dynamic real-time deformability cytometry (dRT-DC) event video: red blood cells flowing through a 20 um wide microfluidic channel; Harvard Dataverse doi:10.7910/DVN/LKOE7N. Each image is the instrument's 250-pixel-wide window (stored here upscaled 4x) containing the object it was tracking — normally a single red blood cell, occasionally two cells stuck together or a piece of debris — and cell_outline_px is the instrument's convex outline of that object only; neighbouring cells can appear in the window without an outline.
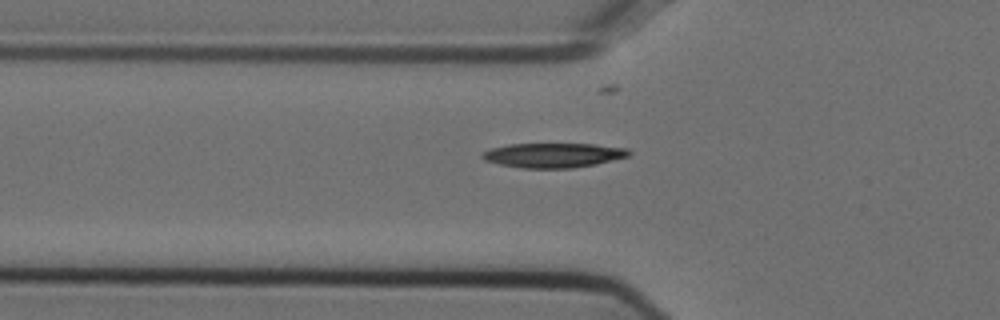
{"species": "Egyptian fruit bat (a non-hibernating species)", "species_latin": "Rousettus aegyptiacus", "temperature_condition": "cold", "stored_images_in_passage": 40, "camera_frame_rate_fps": 3000, "um_per_image_px": 0.085, "animal": {"sex": "female"}, "frame": {"image": 1, "passage_image": 5, "time_ms": 1.333, "image_size_px": [1000, 320], "cell_outline_px": [[632, 152], [628, 156], [596, 164], [572, 168], [524, 168], [500, 164], [484, 160], [480, 156], [484, 152], [492, 148], [508, 144], [592, 144], [628, 148]], "centroid_in_image_um": [47.05, 13.19], "position_along_channel_um": 78.8, "area_um2": 20.87}}
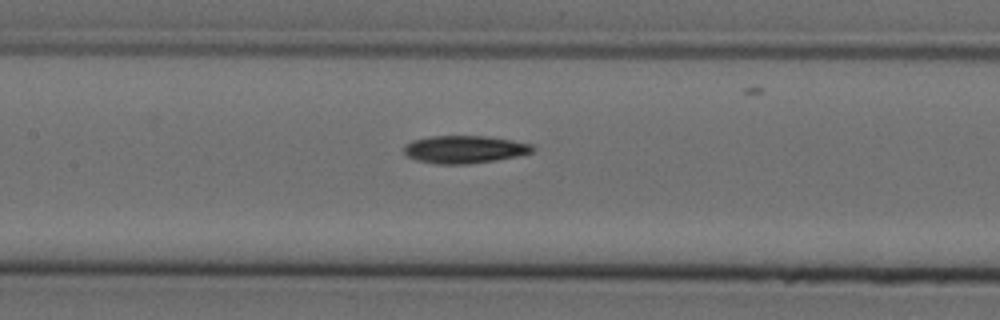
{"frame": {"image": 2, "passage_image": 12, "time_ms": 3.667, "image_size_px": [1000, 320], "cell_outline_px": [[536, 148], [532, 152], [516, 156], [496, 160], [468, 164], [436, 164], [416, 160], [408, 156], [404, 152], [404, 144], [412, 140], [432, 136], [484, 136], [512, 140], [532, 144]], "centroid_in_image_um": [39.47, 12.7], "position_along_channel_um": 167.9, "area_um2": 20.75}}
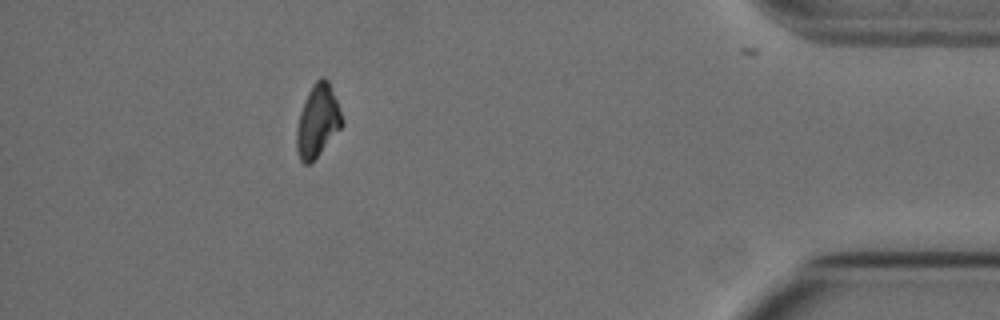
{"frame": {"image": 3, "passage_image": 35, "time_ms": 11.333, "image_size_px": [1000, 320], "cell_outline_px": [[344, 124], [320, 152], [308, 164], [304, 164], [300, 160], [296, 148], [296, 128], [300, 112], [308, 92], [312, 84], [320, 76], [324, 76], [328, 80], [344, 120]], "centroid_in_image_um": [26.99, 10.25], "position_along_channel_um": 408.2, "area_um2": 18.96}}